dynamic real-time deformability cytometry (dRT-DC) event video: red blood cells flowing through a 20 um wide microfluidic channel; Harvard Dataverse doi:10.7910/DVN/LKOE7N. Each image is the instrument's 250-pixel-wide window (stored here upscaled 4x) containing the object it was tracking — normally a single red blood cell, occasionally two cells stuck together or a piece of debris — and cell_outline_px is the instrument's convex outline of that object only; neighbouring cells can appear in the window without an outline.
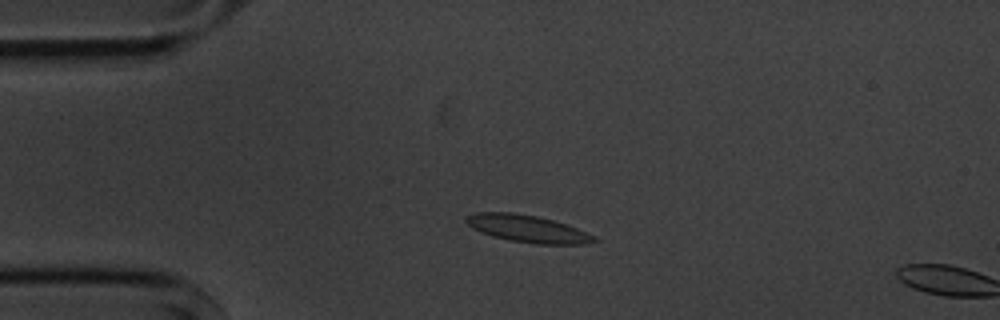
{"species": "common noctule bat (a hibernating species)", "species_latin": "Nyctalus noctula", "temperature_condition": "cold", "stored_images_in_passage": 3, "camera_frame_rate_fps": 3000, "um_per_image_px": 0.085, "animal": {"sex": "male", "body_mass_g": 20.1, "forearm_length_mm": 53.5}, "frame": {"image": 1, "passage_image": 2, "time_ms": 1.333, "image_size_px": [1000, 320], "cell_outline_px": [[600, 240], [584, 244], [536, 244], [508, 240], [492, 236], [480, 232], [472, 228], [464, 220], [464, 216], [476, 212], [512, 212], [536, 216], [552, 220], [576, 228], [596, 236]], "centroid_in_image_um": [44.81, 19.44], "position_along_channel_um": 40.2, "area_um2": 20.35}}